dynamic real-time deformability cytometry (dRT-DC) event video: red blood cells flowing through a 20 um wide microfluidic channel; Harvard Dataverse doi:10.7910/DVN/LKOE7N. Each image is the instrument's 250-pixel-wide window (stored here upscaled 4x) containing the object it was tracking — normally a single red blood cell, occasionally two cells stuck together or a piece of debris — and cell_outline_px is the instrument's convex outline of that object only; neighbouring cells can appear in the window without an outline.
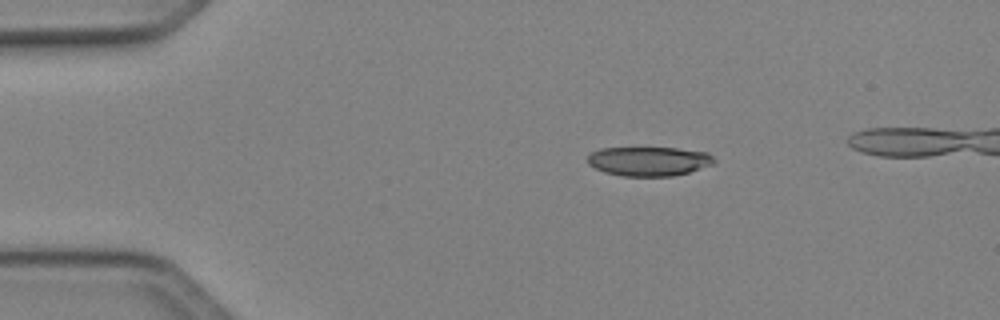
{"species": "Egyptian fruit bat (a non-hibernating species)", "species_latin": "Rousettus aegyptiacus", "temperature_condition": "cold", "stored_images_in_passage": 39, "camera_frame_rate_fps": 3000, "um_per_image_px": 0.085, "animal": {"sex": "female"}, "frame": {"image": 1, "passage_image": 2, "time_ms": 0.333, "image_size_px": [1000, 320], "cell_outline_px": [[716, 160], [712, 164], [688, 172], [672, 176], [620, 176], [604, 172], [588, 164], [588, 156], [592, 152], [600, 148], [676, 148], [708, 152]], "centroid_in_image_um": [55.14, 13.7], "position_along_channel_um": 29.9, "area_um2": 21.5}}
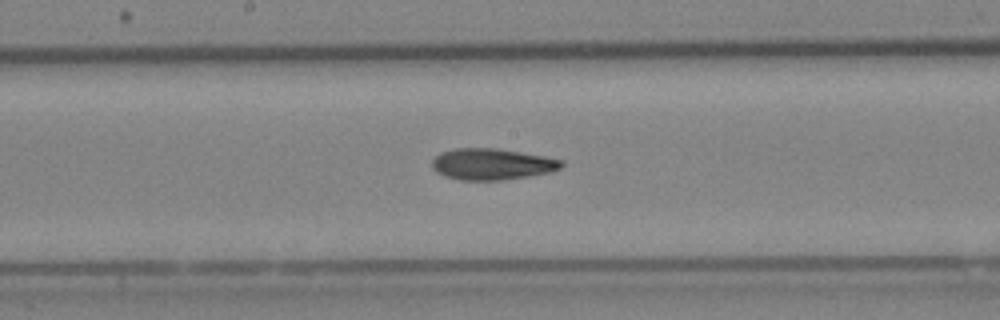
{"frame": {"image": 2, "passage_image": 19, "time_ms": 6.0, "image_size_px": [1000, 320], "cell_outline_px": [[564, 164], [560, 168], [552, 172], [500, 180], [460, 180], [444, 176], [436, 172], [432, 168], [432, 160], [440, 152], [452, 148], [496, 148], [544, 156], [564, 160]], "centroid_in_image_um": [41.79, 13.94], "position_along_channel_um": 206.4, "area_um2": 23.7}}
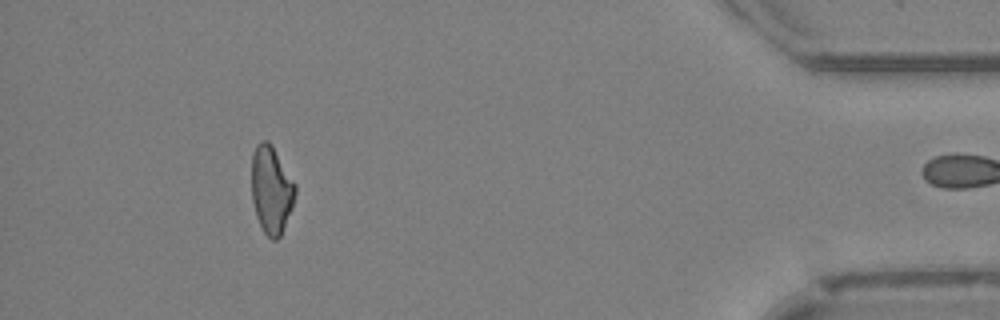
{"frame": {"image": 3, "passage_image": 38, "time_ms": 12.333, "image_size_px": [1000, 320], "cell_outline_px": [[296, 192], [292, 208], [280, 236], [276, 240], [272, 240], [264, 232], [256, 216], [252, 200], [252, 152], [256, 144], [260, 140], [268, 140], [272, 144], [296, 184]], "centroid_in_image_um": [23.06, 16.09], "position_along_channel_um": 412.1, "area_um2": 22.43}, "authors_computed_cell_mechanics": {"area_um2": 23.0622, "velocity_mm_per_s": 4.161, "shape_relaxation_time_tau1_ms": 10.2303, "shape_relaxation_time_tau2_ms": 3.7809, "deformation_change_tau1": 0.2048, "deformation_change_tau2": 0.1145}}